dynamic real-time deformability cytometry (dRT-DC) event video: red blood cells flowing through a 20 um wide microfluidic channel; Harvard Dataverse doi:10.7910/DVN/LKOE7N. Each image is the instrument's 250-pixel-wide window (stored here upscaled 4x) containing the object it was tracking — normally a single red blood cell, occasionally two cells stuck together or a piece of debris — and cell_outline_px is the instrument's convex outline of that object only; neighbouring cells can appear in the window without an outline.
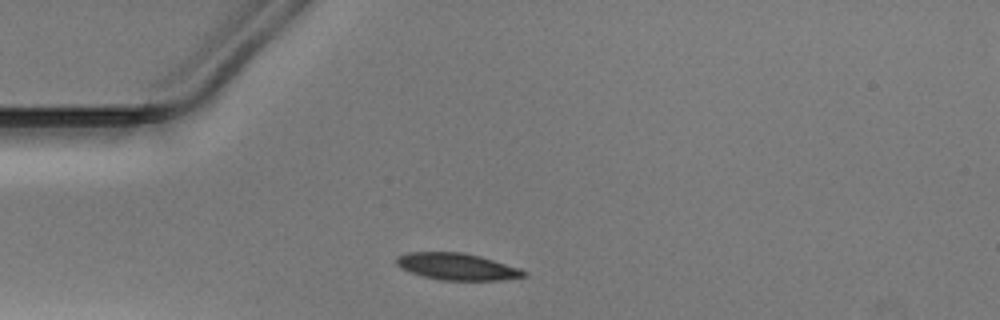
{"species": "Egyptian fruit bat (a non-hibernating species)", "species_latin": "Rousettus aegyptiacus", "temperature_condition": "warm", "stored_images_in_passage": 28, "camera_frame_rate_fps": 3000, "um_per_image_px": 0.085, "animal": {"sex": "male"}, "frame": {"image": 1, "passage_image": 1, "time_ms": 0.0, "image_size_px": [1000, 320], "cell_outline_px": [[528, 272], [524, 276], [500, 280], [440, 280], [424, 276], [400, 268], [396, 264], [396, 256], [408, 252], [464, 252], [480, 256], [520, 268]], "centroid_in_image_um": [38.83, 22.65], "position_along_channel_um": 46.2, "area_um2": 19.83}}
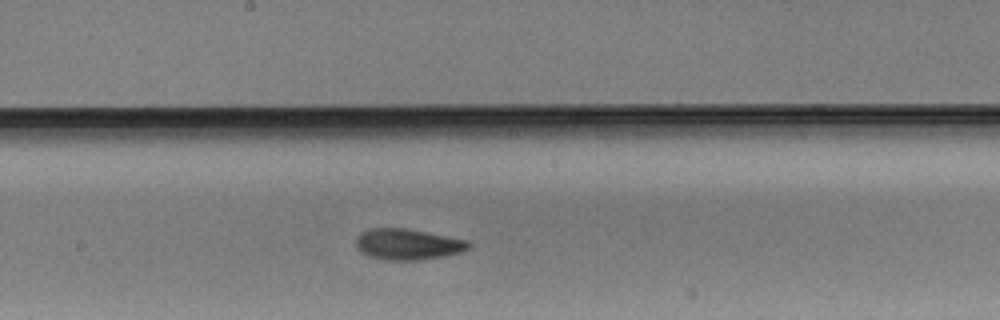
{"frame": {"image": 2, "passage_image": 15, "time_ms": 4.667, "image_size_px": [1000, 320], "cell_outline_px": [[472, 244], [468, 248], [460, 252], [444, 256], [420, 260], [384, 260], [368, 256], [360, 252], [356, 248], [356, 236], [360, 232], [368, 228], [404, 228], [468, 240]], "centroid_in_image_um": [34.6, 20.76], "position_along_channel_um": 213.6, "area_um2": 20.46}}
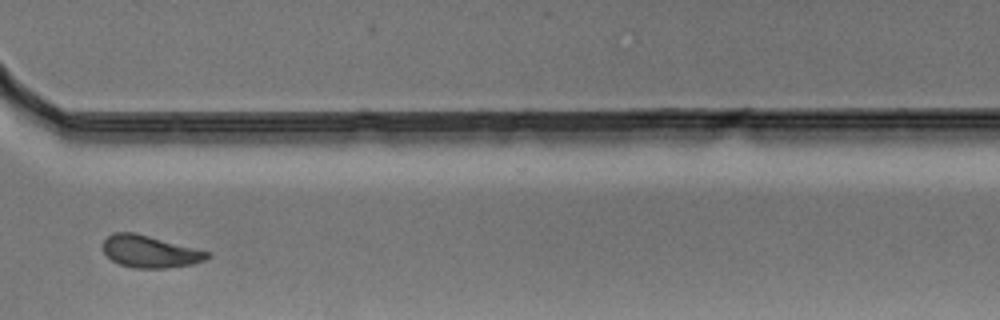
{"frame": {"image": 3, "passage_image": 26, "time_ms": 8.333, "image_size_px": [1000, 320], "cell_outline_px": [[212, 256], [204, 260], [192, 264], [168, 268], [132, 268], [120, 264], [112, 260], [104, 252], [104, 240], [112, 232], [136, 232], [212, 252]], "centroid_in_image_um": [12.79, 21.37], "position_along_channel_um": 357.8, "area_um2": 19.71}}